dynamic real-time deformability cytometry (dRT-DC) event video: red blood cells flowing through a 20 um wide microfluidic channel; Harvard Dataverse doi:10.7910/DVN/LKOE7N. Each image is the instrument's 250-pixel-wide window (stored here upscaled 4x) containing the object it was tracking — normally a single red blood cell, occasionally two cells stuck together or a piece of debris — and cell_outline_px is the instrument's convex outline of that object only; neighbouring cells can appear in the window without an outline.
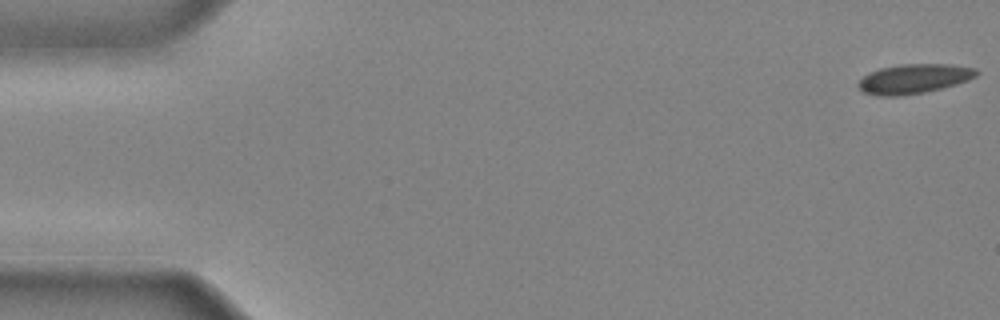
{"species": "common noctule bat (a hibernating species)", "species_latin": "Nyctalus noctula", "temperature_condition": "cold", "stored_images_in_passage": 14, "camera_frame_rate_fps": 3000, "um_per_image_px": 0.085, "animal": {"sex": "male", "body_mass_g": 20.4}, "frame": {"image": 1, "passage_image": 1, "time_ms": 0.0, "image_size_px": [1000, 320], "cell_outline_px": [[980, 72], [976, 76], [968, 80], [956, 84], [924, 92], [900, 96], [876, 96], [864, 92], [856, 84], [868, 72], [880, 68], [900, 64], [952, 64], [976, 68]], "centroid_in_image_um": [77.68, 6.69], "position_along_channel_um": 7.3, "area_um2": 20.4}}
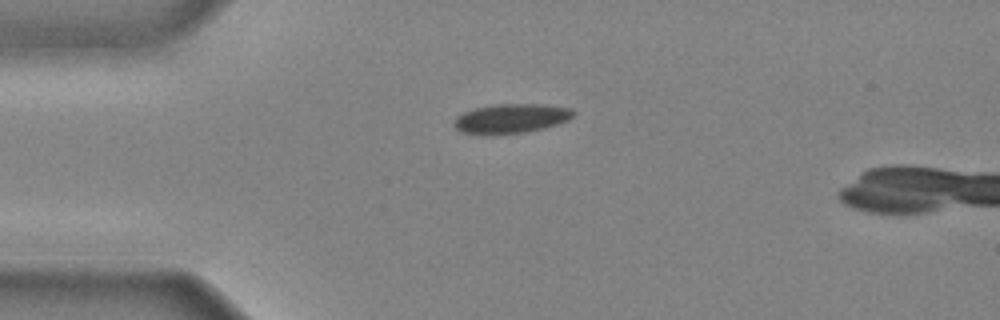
{"frame": {"image": 2, "passage_image": 11, "time_ms": 3.333, "image_size_px": [1000, 320], "cell_outline_px": [[576, 112], [568, 120], [544, 128], [528, 132], [496, 136], [480, 136], [460, 132], [452, 124], [456, 116], [464, 112], [476, 108], [496, 104], [548, 104], [572, 108]], "centroid_in_image_um": [43.41, 10.1], "position_along_channel_um": 41.6, "area_um2": 21.15}}